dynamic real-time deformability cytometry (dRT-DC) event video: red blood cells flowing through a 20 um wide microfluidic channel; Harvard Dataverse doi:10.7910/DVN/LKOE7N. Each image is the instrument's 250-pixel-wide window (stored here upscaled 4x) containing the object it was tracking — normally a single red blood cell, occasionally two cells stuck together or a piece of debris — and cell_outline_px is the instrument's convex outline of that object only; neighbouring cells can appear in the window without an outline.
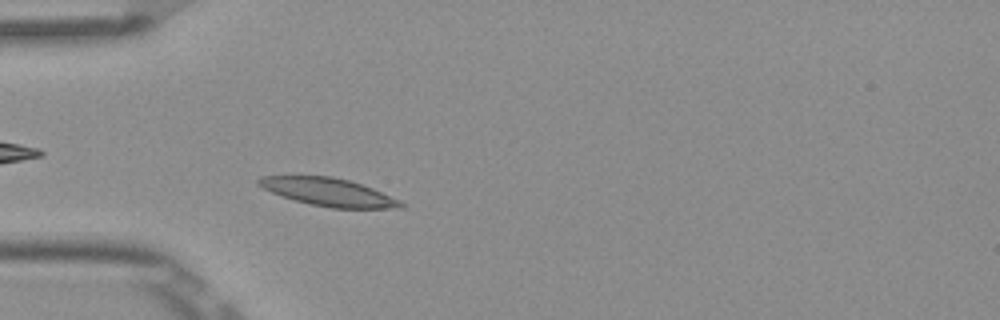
{"species": "Egyptian fruit bat (a non-hibernating species)", "species_latin": "Rousettus aegyptiacus", "temperature_condition": "room temperature", "stored_images_in_passage": 47, "camera_frame_rate_fps": 3000, "um_per_image_px": 0.085, "frame": {"image": 1, "passage_image": 10, "time_ms": 3.0, "image_size_px": [1000, 320], "cell_outline_px": [[404, 208], [332, 208], [308, 204], [272, 192], [256, 184], [256, 180], [260, 176], [332, 176], [348, 180], [372, 188], [400, 200], [404, 204]], "centroid_in_image_um": [27.92, 16.32], "position_along_channel_um": 57.1, "area_um2": 22.89}}
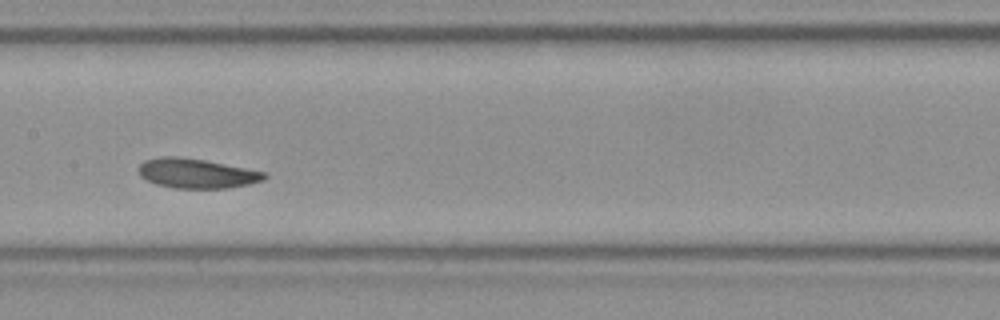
{"frame": {"image": 2, "passage_image": 21, "time_ms": 6.667, "image_size_px": [1000, 320], "cell_outline_px": [[268, 176], [264, 180], [248, 184], [228, 188], [172, 188], [156, 184], [140, 176], [140, 164], [144, 160], [160, 156], [176, 156], [204, 160], [268, 172]], "centroid_in_image_um": [16.74, 14.73], "position_along_channel_um": 190.7, "area_um2": 21.73}}
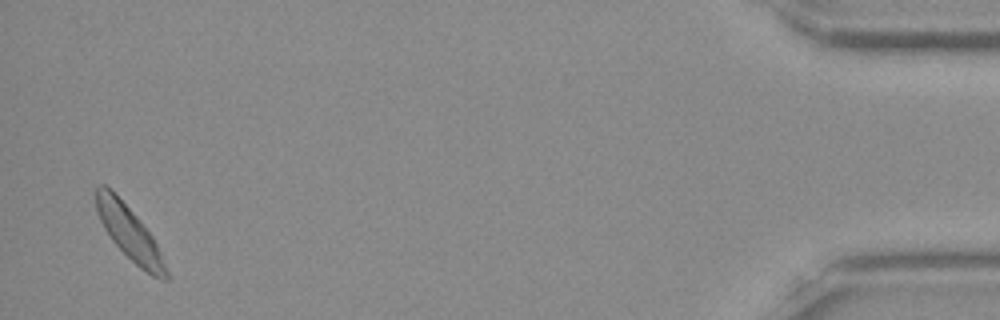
{"frame": {"image": 3, "passage_image": 46, "time_ms": 15.0, "image_size_px": [1000, 320], "cell_outline_px": [[168, 280], [160, 280], [152, 276], [140, 268], [112, 240], [104, 228], [96, 212], [96, 188], [100, 184], [104, 184], [112, 188], [136, 216], [152, 236], [160, 252], [168, 272]], "centroid_in_image_um": [10.98, 19.77], "position_along_channel_um": 424.2, "area_um2": 21.62}, "authors_computed_cell_mechanics": {"area_um2": 22.0218, "velocity_mm_per_s": 3.803, "shape_relaxation_time_tau1_ms": 2.4012, "shape_relaxation_time_tau2_ms": 3.9957, "deformation_change_tau1": 0.0653, "deformation_change_tau2": 0.0769}}